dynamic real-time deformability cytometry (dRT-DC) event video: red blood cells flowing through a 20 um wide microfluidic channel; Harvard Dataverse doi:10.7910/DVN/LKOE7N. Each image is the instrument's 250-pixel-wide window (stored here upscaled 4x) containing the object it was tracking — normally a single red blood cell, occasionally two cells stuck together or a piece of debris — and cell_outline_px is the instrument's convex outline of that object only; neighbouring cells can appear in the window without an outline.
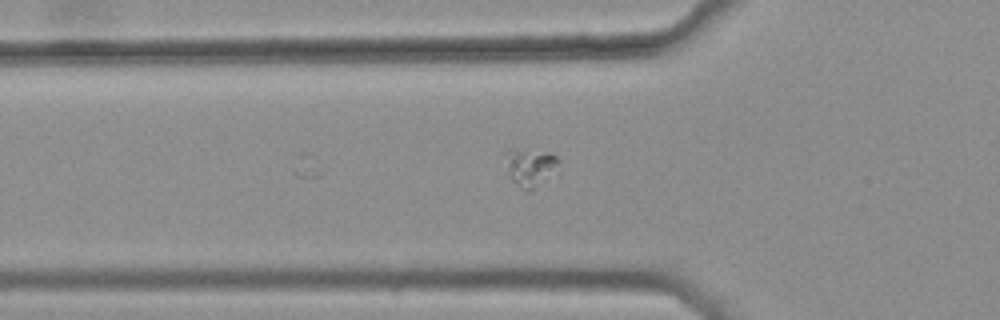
{"species": "common noctule bat (a hibernating species)", "species_latin": "Nyctalus noctula", "temperature_condition": "warm", "stored_images_in_passage": 6, "camera_frame_rate_fps": 3000, "um_per_image_px": 0.085, "animal": {"sex": "female", "body_mass_g": 25.1}, "frame": {"image": 1, "passage_image": 3, "time_ms": 0.667, "image_size_px": [1000, 320], "cell_outline_px": [[560, 160], [552, 176], [532, 192], [528, 192], [512, 180], [508, 172], [504, 152], [508, 148], [512, 148], [548, 152], [556, 156]], "centroid_in_image_um": [45.07, 14.21], "position_along_channel_um": 80.7, "area_um2": 12.02}}
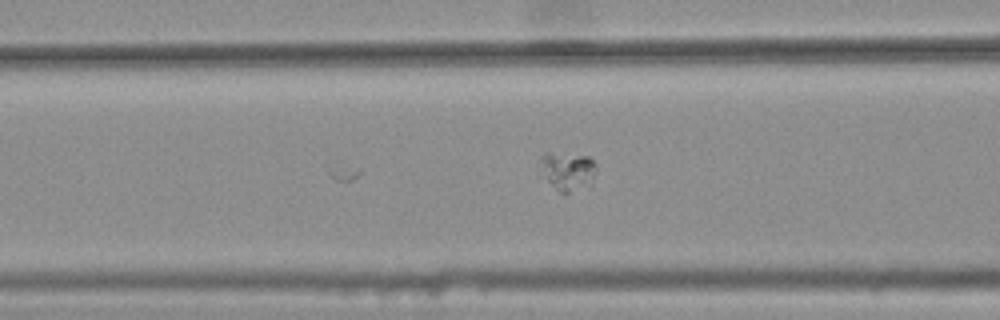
{"frame": {"image": 2, "passage_image": 6, "time_ms": 1.667, "image_size_px": [1000, 320], "cell_outline_px": [[596, 168], [592, 188], [568, 192], [560, 192], [548, 180], [540, 156], [544, 152], [548, 152], [588, 156], [596, 164]], "centroid_in_image_um": [48.37, 14.55], "position_along_channel_um": 118.2, "area_um2": 12.43}}